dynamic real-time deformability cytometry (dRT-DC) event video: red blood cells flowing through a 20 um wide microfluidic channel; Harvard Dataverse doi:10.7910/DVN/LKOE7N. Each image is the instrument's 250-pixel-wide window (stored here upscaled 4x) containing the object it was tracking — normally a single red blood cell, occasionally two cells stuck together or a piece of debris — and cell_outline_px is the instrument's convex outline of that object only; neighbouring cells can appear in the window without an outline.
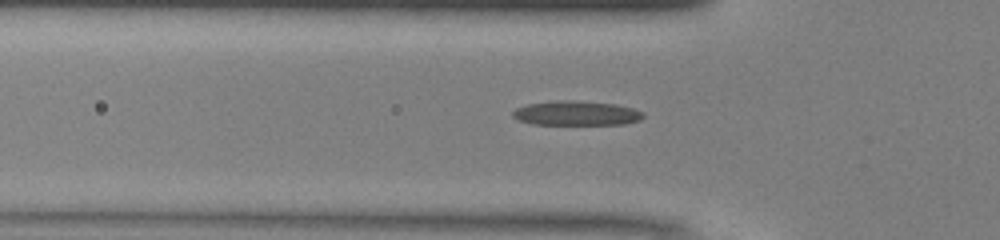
{"species": "common noctule bat (a hibernating species)", "species_latin": "Nyctalus noctula", "temperature_condition": "warm", "stored_images_in_passage": 35, "camera_frame_rate_fps": 3000, "um_per_image_px": 0.085, "animal": {"sex": "male", "body_mass_g": 13.0, "forearm_length_mm": 53.1}, "frame": {"image": 1, "passage_image": 2, "time_ms": 0.333, "image_size_px": [1000, 240], "cell_outline_px": [[644, 116], [640, 120], [624, 124], [532, 124], [520, 120], [512, 116], [512, 112], [516, 108], [528, 104], [556, 100], [576, 100], [616, 104], [632, 108], [644, 112]], "centroid_in_image_um": [49.0, 9.61], "position_along_channel_um": 76.8, "area_um2": 18.61}}
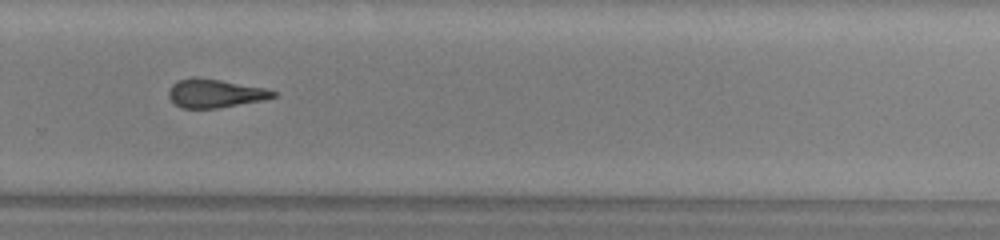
{"frame": {"image": 2, "passage_image": 19, "time_ms": 6.0, "image_size_px": [1000, 240], "cell_outline_px": [[276, 96], [264, 100], [216, 108], [180, 108], [168, 96], [168, 92], [172, 84], [176, 80], [192, 76], [196, 76], [220, 80], [264, 88], [276, 92]], "centroid_in_image_um": [18.23, 7.92], "position_along_channel_um": 311.6, "area_um2": 17.34}}
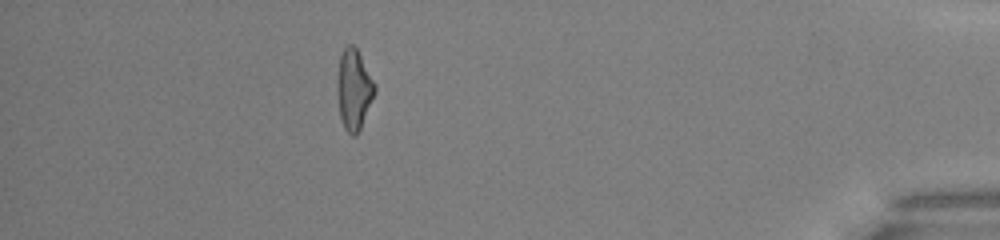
{"frame": {"image": 3, "passage_image": 30, "time_ms": 9.667, "image_size_px": [1000, 240], "cell_outline_px": [[376, 92], [360, 128], [356, 136], [352, 136], [344, 128], [340, 116], [336, 92], [336, 80], [340, 56], [344, 48], [348, 44], [352, 44], [356, 48], [376, 84]], "centroid_in_image_um": [30.06, 7.6], "position_along_channel_um": 405.1, "area_um2": 17.69}, "authors_computed_cell_mechanics": {"area_um2": 17.7446, "velocity_mm_per_s": 4.1472, "shape_relaxation_time_tau1_ms": null, "shape_relaxation_time_tau2_ms": 7.395, "deformation_change_tau1": null, "deformation_change_tau2": 0.2045}}